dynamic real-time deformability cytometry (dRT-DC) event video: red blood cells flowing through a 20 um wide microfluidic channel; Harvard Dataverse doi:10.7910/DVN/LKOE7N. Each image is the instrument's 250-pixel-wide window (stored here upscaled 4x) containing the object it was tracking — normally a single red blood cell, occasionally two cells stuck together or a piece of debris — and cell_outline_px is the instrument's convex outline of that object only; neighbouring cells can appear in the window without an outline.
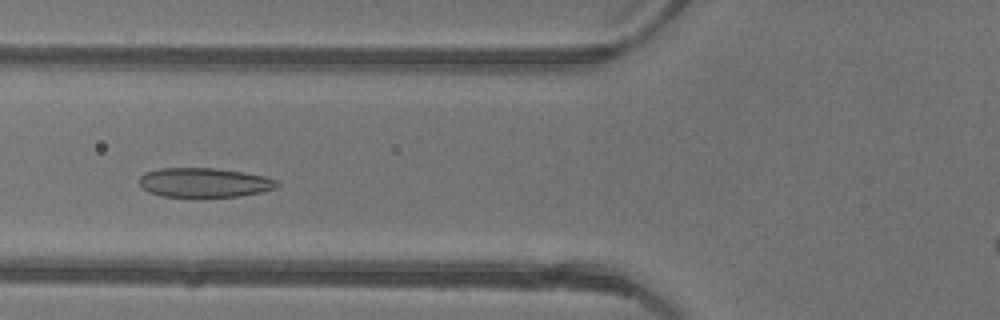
{"species": "common noctule bat (a hibernating species)", "species_latin": "Nyctalus noctula", "temperature_condition": "warm", "stored_images_in_passage": 43, "camera_frame_rate_fps": 3000, "um_per_image_px": 0.085, "animal": {"sex": "female"}, "frame": {"image": 1, "passage_image": 17, "time_ms": 5.333, "image_size_px": [1000, 320], "cell_outline_px": [[280, 184], [276, 188], [260, 192], [240, 196], [160, 196], [148, 192], [140, 184], [140, 176], [144, 172], [160, 168], [216, 168], [244, 172], [264, 176], [276, 180]], "centroid_in_image_um": [17.36, 15.5], "position_along_channel_um": 108.4, "area_um2": 23.47}}
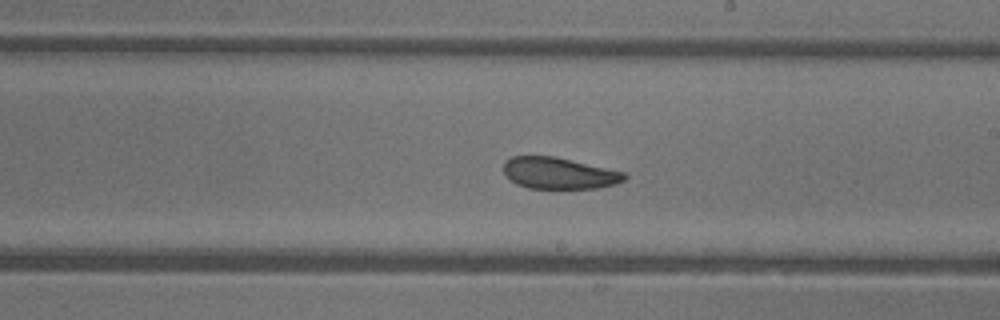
{"frame": {"image": 2, "passage_image": 26, "time_ms": 8.333, "image_size_px": [1000, 320], "cell_outline_px": [[628, 176], [624, 180], [616, 184], [596, 188], [528, 188], [516, 184], [504, 172], [504, 160], [512, 156], [556, 156], [624, 172]], "centroid_in_image_um": [47.52, 14.71], "position_along_channel_um": 241.5, "area_um2": 22.14}}
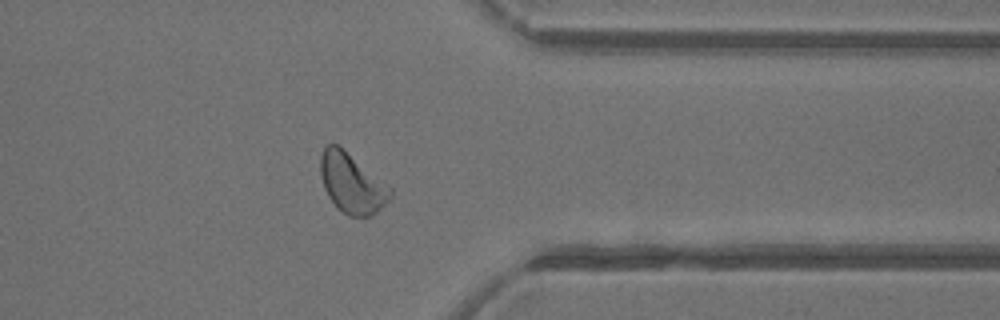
{"frame": {"image": 3, "passage_image": 36, "time_ms": 11.667, "image_size_px": [1000, 320], "cell_outline_px": [[392, 196], [372, 216], [348, 216], [328, 196], [324, 188], [320, 172], [320, 156], [324, 148], [328, 144], [340, 144], [392, 188]], "centroid_in_image_um": [29.91, 15.53], "position_along_channel_um": 381.5, "area_um2": 24.28}, "authors_computed_cell_mechanics": {"area_um2": 24.2182, "velocity_mm_per_s": 4.437, "shape_relaxation_time_tau1_ms": 3.4706, "shape_relaxation_time_tau2_ms": 1.9601, "deformation_change_tau1": 0.1136, "deformation_change_tau2": 0.0873}}